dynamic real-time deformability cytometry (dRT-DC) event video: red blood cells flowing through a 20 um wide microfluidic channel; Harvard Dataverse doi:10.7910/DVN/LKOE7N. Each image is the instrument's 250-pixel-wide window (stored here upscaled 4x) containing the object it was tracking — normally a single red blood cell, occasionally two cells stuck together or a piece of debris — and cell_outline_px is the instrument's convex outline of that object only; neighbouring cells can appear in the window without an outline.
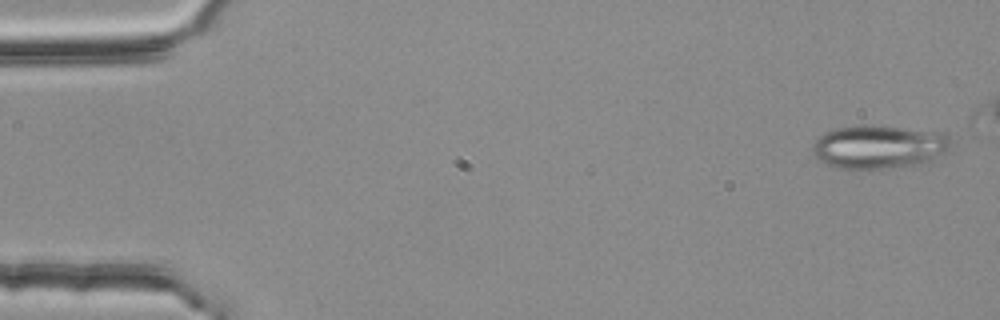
{"species": "common noctule bat (a hibernating species)", "species_latin": "Nyctalus noctula", "temperature_condition": "room temperature", "stored_images_in_passage": 5, "segment_of_instrument_passage": [1, 2], "camera_frame_rate_fps": 3000, "um_per_image_px": 0.085, "animal": {"sex": "female", "body_mass_g": 25.1}, "frame": {"image": 1, "passage_image": 1, "time_ms": 0.0, "image_size_px": [1000, 320], "cell_outline_px": [[952, 144], [944, 152], [928, 164], [884, 168], [840, 168], [828, 164], [820, 160], [812, 152], [812, 144], [824, 132], [832, 128], [856, 124], [868, 124], [944, 132], [948, 136]], "centroid_in_image_um": [74.72, 12.45], "position_along_channel_um": 10.3, "area_um2": 35.49}}